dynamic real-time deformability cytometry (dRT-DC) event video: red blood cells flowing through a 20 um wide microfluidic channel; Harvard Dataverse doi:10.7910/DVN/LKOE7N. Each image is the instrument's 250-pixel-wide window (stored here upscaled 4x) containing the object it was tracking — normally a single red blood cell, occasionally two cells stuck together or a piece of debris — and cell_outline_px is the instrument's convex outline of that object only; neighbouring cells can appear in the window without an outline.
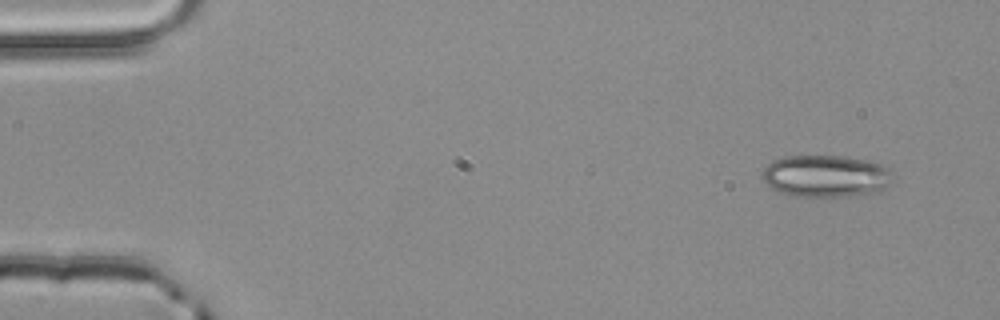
{"species": "common noctule bat (a hibernating species)", "species_latin": "Nyctalus noctula", "temperature_condition": "room temperature", "stored_images_in_passage": 3, "camera_frame_rate_fps": 3000, "um_per_image_px": 0.085, "animal": {"sex": "male", "body_mass_g": 20.4}, "frame": {"image": 1, "passage_image": 1, "time_ms": 0.0, "image_size_px": [1000, 320], "cell_outline_px": [[892, 172], [888, 184], [880, 192], [852, 196], [792, 196], [776, 192], [760, 176], [760, 172], [772, 160], [784, 156], [844, 156], [864, 160], [880, 164], [888, 168]], "centroid_in_image_um": [70.14, 14.97], "position_along_channel_um": 14.9, "area_um2": 32.14}}